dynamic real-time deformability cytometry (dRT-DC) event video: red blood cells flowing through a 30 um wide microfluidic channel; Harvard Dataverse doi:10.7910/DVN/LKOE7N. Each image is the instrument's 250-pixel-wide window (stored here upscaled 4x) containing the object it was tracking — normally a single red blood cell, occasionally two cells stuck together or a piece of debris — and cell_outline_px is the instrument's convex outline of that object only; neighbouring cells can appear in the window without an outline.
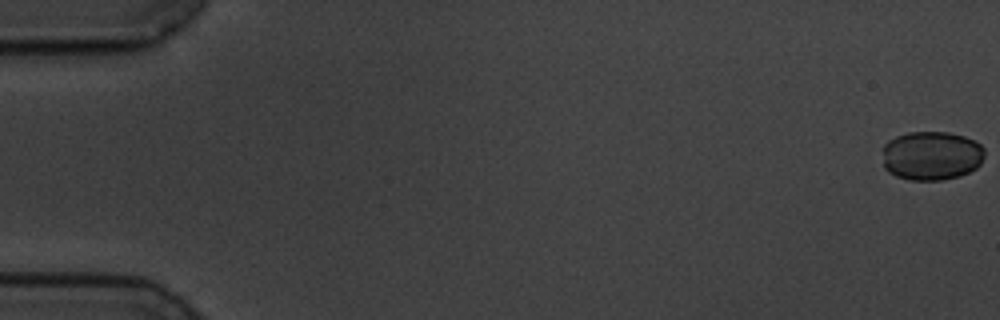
{"species": "common noctule bat (a hibernating species)", "species_latin": "Nyctalus noctula", "temperature_condition": "cold", "stored_images_in_passage": 58, "camera_frame_rate_fps": 3000, "um_per_image_px": 0.085, "animal": {"sex": "male", "body_mass_g": 19.5, "forearm_length_mm": 54.6}, "frame": {"image": 1, "passage_image": 1, "time_ms": 0.0, "image_size_px": [1000, 320], "cell_outline_px": [[984, 156], [980, 164], [976, 168], [960, 176], [940, 180], [912, 180], [896, 176], [888, 172], [884, 168], [884, 144], [888, 140], [896, 136], [908, 132], [948, 132], [964, 136], [976, 140], [984, 148]], "centroid_in_image_um": [79.19, 13.22], "position_along_channel_um": 5.8, "area_um2": 29.36}}
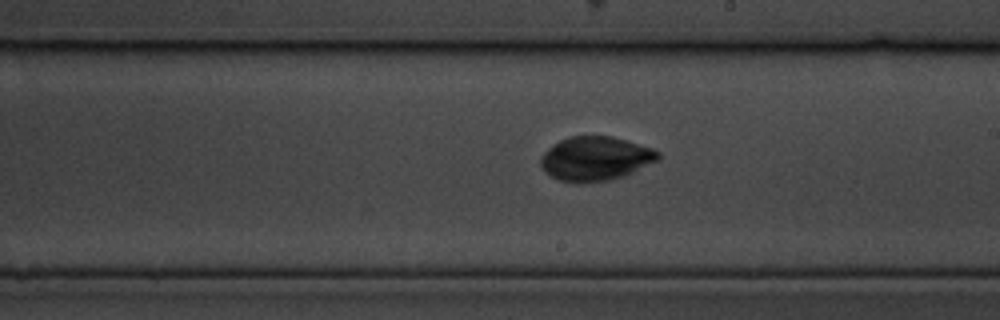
{"frame": {"image": 2, "passage_image": 34, "time_ms": 11.0, "image_size_px": [1000, 320], "cell_outline_px": [[660, 160], [624, 176], [608, 180], [580, 184], [576, 184], [560, 180], [544, 172], [540, 164], [540, 156], [552, 144], [560, 140], [572, 136], [612, 136], [652, 148], [660, 152]], "centroid_in_image_um": [50.6, 13.49], "position_along_channel_um": 238.4, "area_um2": 30.46}}
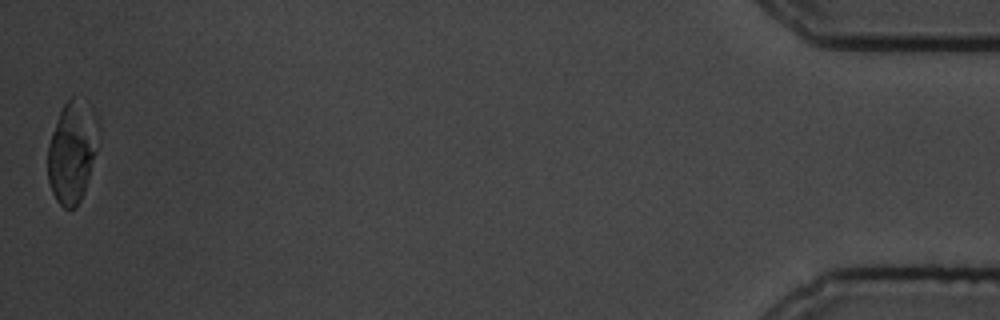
{"frame": {"image": 3, "passage_image": 58, "time_ms": 19.0, "image_size_px": [1000, 320], "cell_outline_px": [[100, 128], [96, 152], [84, 192], [76, 208], [64, 208], [56, 200], [52, 192], [48, 180], [48, 144], [56, 120], [64, 104], [72, 96], [92, 108], [100, 124]], "centroid_in_image_um": [6.14, 12.9], "position_along_channel_um": 429.1, "area_um2": 30.06}, "authors_computed_cell_mechanics": {"area_um2": 29.6514, "velocity_mm_per_s": 3.5051, "shape_relaxation_time_tau1_ms": null, "shape_relaxation_time_tau2_ms": 0.9996, "deformation_change_tau1": null, "deformation_change_tau2": 0.0277}}